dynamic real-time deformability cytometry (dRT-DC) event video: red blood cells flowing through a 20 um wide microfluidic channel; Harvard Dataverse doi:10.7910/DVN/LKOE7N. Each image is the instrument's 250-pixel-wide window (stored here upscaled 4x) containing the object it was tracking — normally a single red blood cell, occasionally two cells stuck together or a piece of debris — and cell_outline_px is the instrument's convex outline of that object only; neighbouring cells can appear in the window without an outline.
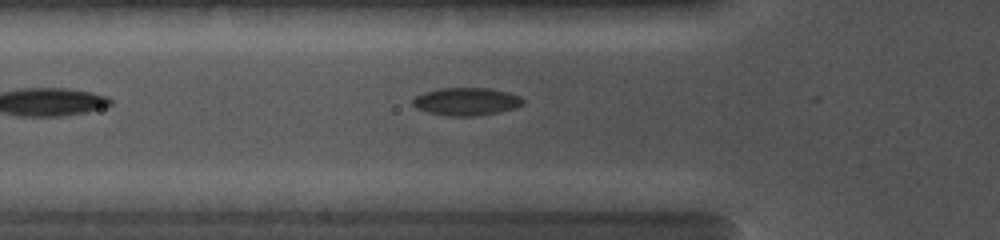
{"species": "common noctule bat (a hibernating species)", "species_latin": "Nyctalus noctula", "temperature_condition": "cold", "stored_images_in_passage": 12, "camera_frame_rate_fps": 5000, "um_per_image_px": 0.085, "animal": {"sex": "female", "body_mass_g": 19.0, "forearm_length_mm": 56.7}, "frame": {"image": 1, "passage_image": 4, "time_ms": 0.8, "image_size_px": [1000, 240], "cell_outline_px": [[524, 104], [500, 112], [476, 116], [444, 116], [428, 112], [416, 108], [412, 104], [412, 100], [416, 96], [424, 92], [440, 88], [488, 88], [508, 92], [520, 96], [524, 100]], "centroid_in_image_um": [39.63, 8.63], "position_along_channel_um": 86.2, "area_um2": 17.92}}